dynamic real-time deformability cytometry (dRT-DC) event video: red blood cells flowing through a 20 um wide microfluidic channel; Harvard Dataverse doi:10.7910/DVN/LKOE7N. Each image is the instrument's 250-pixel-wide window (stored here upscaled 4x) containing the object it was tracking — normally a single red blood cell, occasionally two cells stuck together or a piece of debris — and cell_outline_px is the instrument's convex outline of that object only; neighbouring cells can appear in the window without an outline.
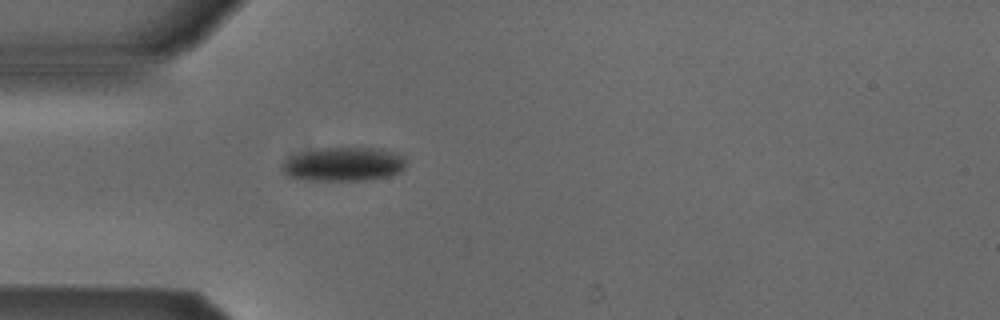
{"species": "Egyptian fruit bat (a non-hibernating species)", "species_latin": "Rousettus aegyptiacus", "temperature_condition": "cold", "stored_images_in_passage": 29, "camera_frame_rate_fps": 3000, "um_per_image_px": 0.085, "animal": {"sex": "male"}, "frame": {"image": 1, "passage_image": 1, "time_ms": 0.0, "image_size_px": [1000, 320], "cell_outline_px": [[404, 168], [400, 172], [388, 176], [364, 180], [308, 180], [288, 176], [284, 172], [284, 164], [292, 156], [300, 152], [316, 148], [380, 148], [404, 156]], "centroid_in_image_um": [29.23, 13.95], "position_along_channel_um": 55.8, "area_um2": 24.16}}
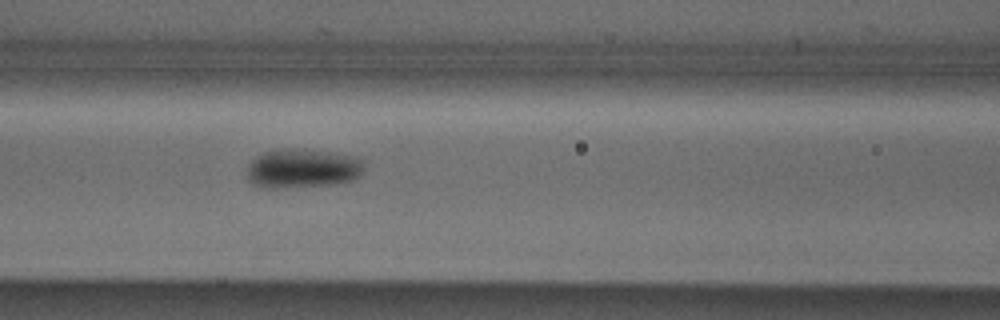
{"frame": {"image": 2, "passage_image": 8, "time_ms": 2.333, "image_size_px": [1000, 320], "cell_outline_px": [[364, 168], [360, 176], [356, 180], [336, 184], [276, 188], [260, 188], [252, 184], [248, 180], [248, 168], [252, 160], [256, 156], [264, 152], [280, 148], [296, 148], [332, 152], [356, 156], [364, 160]], "centroid_in_image_um": [25.75, 14.31], "position_along_channel_um": 140.9, "area_um2": 27.28}}
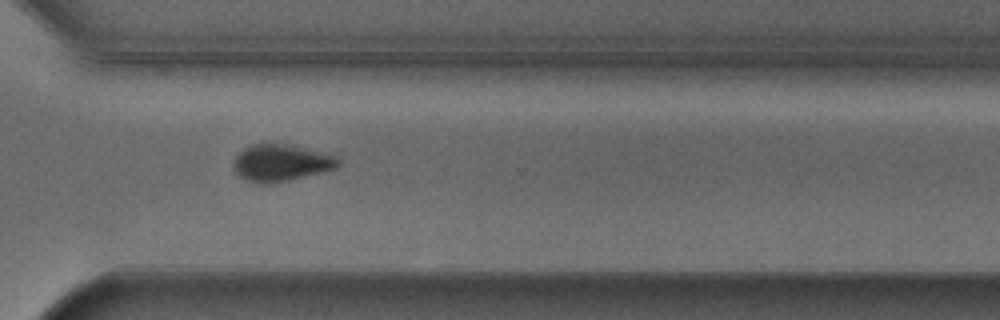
{"frame": {"image": 3, "passage_image": 24, "time_ms": 7.667, "image_size_px": [1000, 320], "cell_outline_px": [[340, 164], [336, 168], [288, 180], [260, 184], [244, 180], [236, 176], [232, 168], [232, 164], [236, 156], [248, 144], [272, 140], [292, 144], [336, 156], [340, 160]], "centroid_in_image_um": [23.8, 13.79], "position_along_channel_um": 346.8, "area_um2": 23.24}, "authors_computed_cell_mechanics": {"area_um2": 24.9118, "velocity_mm_per_s": 3.8727, "shape_relaxation_time_tau1_ms": 1.7884, "shape_relaxation_time_tau2_ms": null, "deformation_change_tau1": 0.0796, "deformation_change_tau2": null}}